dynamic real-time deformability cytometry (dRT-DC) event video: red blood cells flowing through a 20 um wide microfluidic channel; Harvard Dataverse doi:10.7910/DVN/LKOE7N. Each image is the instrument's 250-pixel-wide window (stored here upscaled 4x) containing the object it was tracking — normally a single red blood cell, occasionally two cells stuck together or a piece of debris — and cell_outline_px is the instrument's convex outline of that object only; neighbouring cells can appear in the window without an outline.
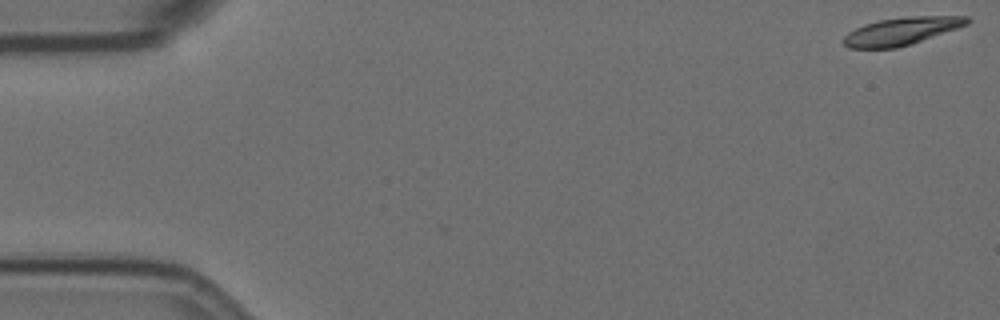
{"species": "Egyptian fruit bat (a non-hibernating species)", "species_latin": "Rousettus aegyptiacus", "temperature_condition": "room temperature", "stored_images_in_passage": 58, "camera_frame_rate_fps": 3000, "um_per_image_px": 0.085, "animal": {"sex": "female"}, "frame": {"image": 1, "passage_image": 1, "time_ms": 0.0, "image_size_px": [1000, 320], "cell_outline_px": [[972, 20], [968, 24], [896, 48], [848, 48], [840, 40], [848, 32], [864, 24], [880, 20], [908, 16], [968, 16]], "centroid_in_image_um": [76.57, 2.64], "position_along_channel_um": 8.4, "area_um2": 19.59}}
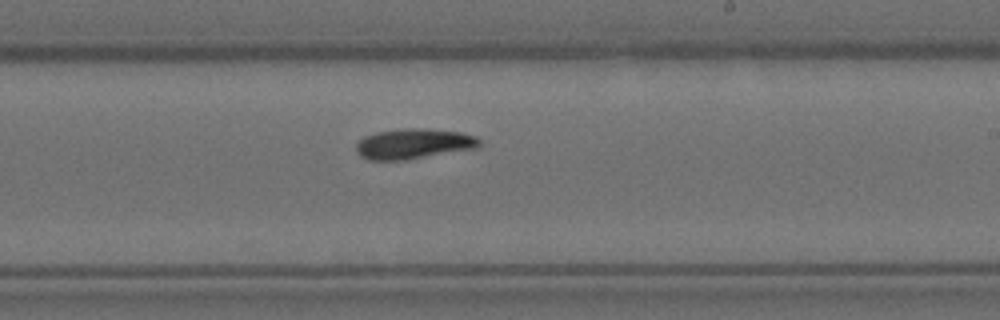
{"frame": {"image": 2, "passage_image": 34, "time_ms": 11.0, "image_size_px": [1000, 320], "cell_outline_px": [[480, 144], [476, 148], [404, 160], [368, 160], [360, 156], [356, 152], [356, 144], [364, 136], [376, 132], [400, 128], [416, 128], [460, 132], [476, 136], [480, 140]], "centroid_in_image_um": [35.11, 12.22], "position_along_channel_um": 253.9, "area_um2": 21.68}}
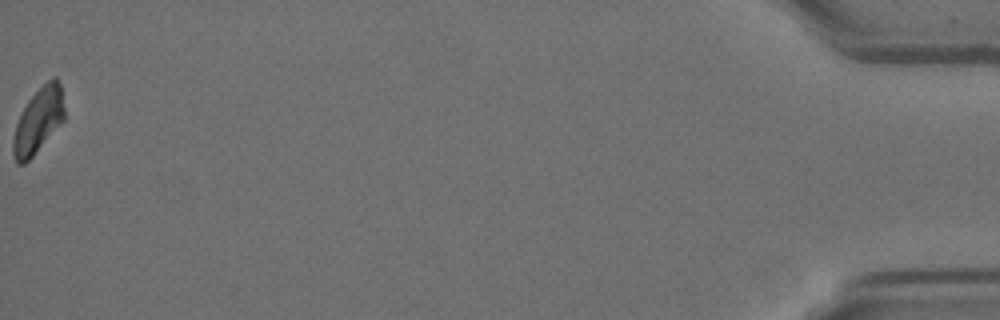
{"frame": {"image": 3, "passage_image": 58, "time_ms": 19.0, "image_size_px": [1000, 320], "cell_outline_px": [[64, 120], [32, 156], [24, 164], [16, 164], [12, 152], [12, 140], [16, 124], [28, 100], [52, 76], [56, 76], [60, 84], [64, 108]], "centroid_in_image_um": [3.24, 10.26], "position_along_channel_um": 432.0, "area_um2": 19.13}, "authors_computed_cell_mechanics": {"area_um2": 20.6924, "velocity_mm_per_s": 3.5131, "shape_relaxation_time_tau1_ms": 9.1277, "shape_relaxation_time_tau2_ms": null, "deformation_change_tau1": 0.2041, "deformation_change_tau2": null}}